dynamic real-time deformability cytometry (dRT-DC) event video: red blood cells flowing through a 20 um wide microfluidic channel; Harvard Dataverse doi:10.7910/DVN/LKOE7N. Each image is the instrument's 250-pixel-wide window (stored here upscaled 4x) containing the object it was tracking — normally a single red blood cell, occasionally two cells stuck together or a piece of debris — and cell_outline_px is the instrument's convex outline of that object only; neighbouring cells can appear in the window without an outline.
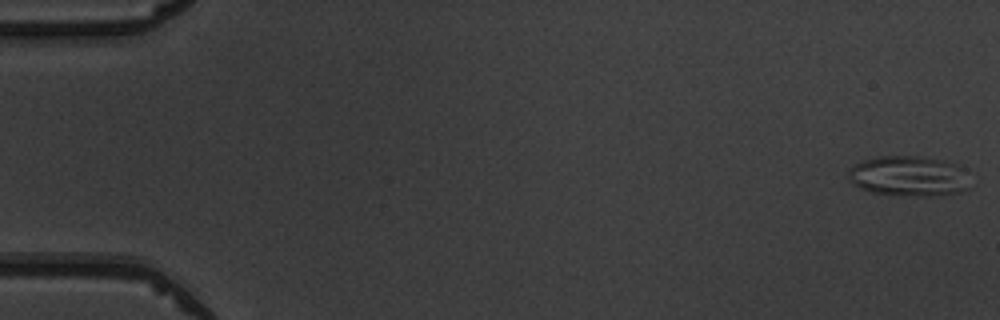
{"species": "common noctule bat (a hibernating species)", "species_latin": "Nyctalus noctula", "temperature_condition": "warm", "stored_images_in_passage": 15, "camera_frame_rate_fps": 3000, "um_per_image_px": 0.085, "animal": {"sex": "male", "body_mass_g": 19.5, "forearm_length_mm": 54.6}, "frame": {"image": 1, "passage_image": 1, "time_ms": 0.0, "image_size_px": [1000, 320], "cell_outline_px": [[968, 188], [960, 192], [932, 196], [904, 196], [872, 192], [860, 188], [848, 176], [848, 168], [864, 160], [876, 156], [916, 156], [944, 160], [956, 164], [964, 168]], "centroid_in_image_um": [77.24, 14.97], "position_along_channel_um": 7.8, "area_um2": 28.5}}
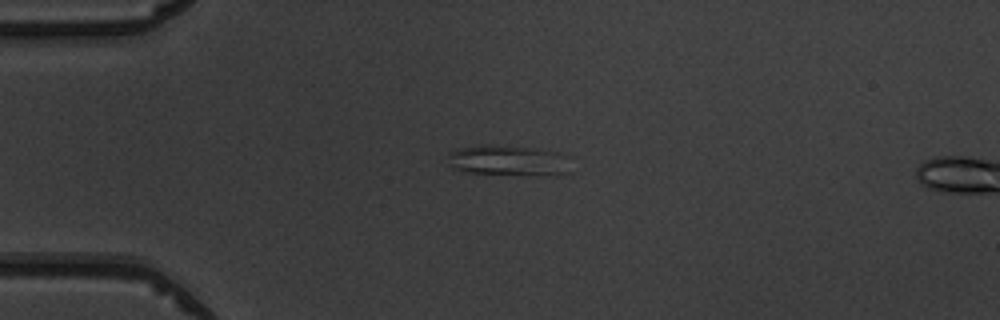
{"frame": {"image": 2, "passage_image": 13, "time_ms": 4.0, "image_size_px": [1000, 320], "cell_outline_px": [[572, 172], [556, 176], [536, 176], [468, 172], [452, 168], [448, 152], [460, 148], [484, 144], [488, 144], [532, 148], [560, 152], [572, 156]], "centroid_in_image_um": [43.4, 13.66], "position_along_channel_um": 41.6, "area_um2": 22.72}}